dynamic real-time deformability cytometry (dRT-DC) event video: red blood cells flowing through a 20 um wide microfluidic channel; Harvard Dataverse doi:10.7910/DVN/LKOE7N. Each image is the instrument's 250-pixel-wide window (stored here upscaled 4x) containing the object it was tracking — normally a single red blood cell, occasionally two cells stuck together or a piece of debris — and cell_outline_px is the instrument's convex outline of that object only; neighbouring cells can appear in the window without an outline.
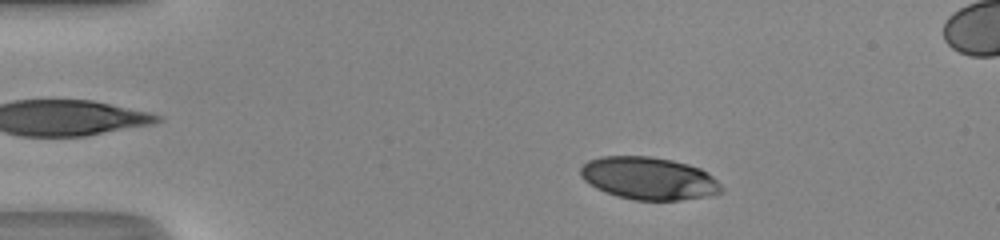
{"species": "human", "species_latin": "Homo sapiens", "temperature_condition": "room temperature", "stored_images_in_passage": 44, "camera_frame_rate_fps": 3000, "um_per_image_px": 0.085, "donor": {"sex": "male"}, "frame": {"image": 1, "passage_image": 5, "time_ms": 1.333, "image_size_px": [1000, 240], "cell_outline_px": [[724, 188], [720, 192], [708, 196], [680, 200], [632, 200], [616, 196], [604, 192], [596, 188], [584, 180], [580, 176], [580, 168], [588, 160], [600, 156], [648, 156], [672, 160], [688, 164], [700, 168], [708, 172]], "centroid_in_image_um": [55.12, 15.16], "position_along_channel_um": 29.9, "area_um2": 35.08}}
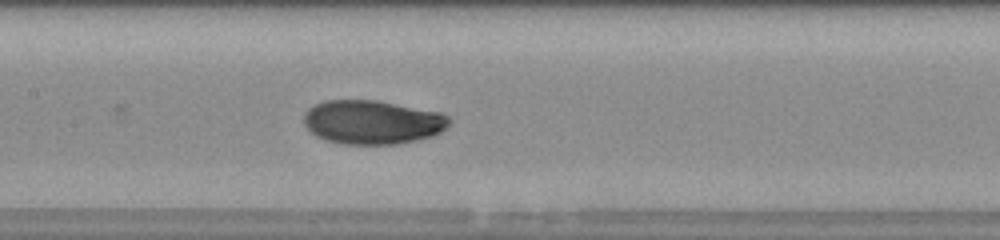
{"frame": {"image": 2, "passage_image": 20, "time_ms": 6.333, "image_size_px": [1000, 240], "cell_outline_px": [[452, 120], [448, 128], [432, 136], [416, 140], [396, 144], [340, 144], [324, 140], [316, 136], [304, 124], [304, 112], [312, 104], [324, 100], [376, 100], [440, 112], [448, 116]], "centroid_in_image_um": [31.64, 10.38], "position_along_channel_um": 175.8, "area_um2": 37.57}}
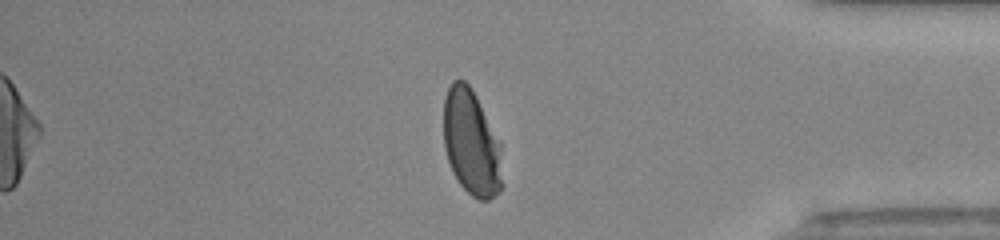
{"frame": {"image": 3, "passage_image": 37, "time_ms": 12.0, "image_size_px": [1000, 240], "cell_outline_px": [[500, 192], [488, 200], [480, 200], [472, 196], [460, 184], [452, 172], [444, 148], [444, 96], [452, 80], [464, 80], [472, 88], [500, 144]], "centroid_in_image_um": [40.02, 12.12], "position_along_channel_um": 395.2, "area_um2": 35.66}, "authors_computed_cell_mechanics": {"area_um2": 36.0672, "velocity_mm_per_s": 4.3214, "shape_relaxation_time_tau1_ms": 4.0096, "shape_relaxation_time_tau2_ms": 0.7974, "deformation_change_tau1": 0.1808, "deformation_change_tau2": 0.0367}}